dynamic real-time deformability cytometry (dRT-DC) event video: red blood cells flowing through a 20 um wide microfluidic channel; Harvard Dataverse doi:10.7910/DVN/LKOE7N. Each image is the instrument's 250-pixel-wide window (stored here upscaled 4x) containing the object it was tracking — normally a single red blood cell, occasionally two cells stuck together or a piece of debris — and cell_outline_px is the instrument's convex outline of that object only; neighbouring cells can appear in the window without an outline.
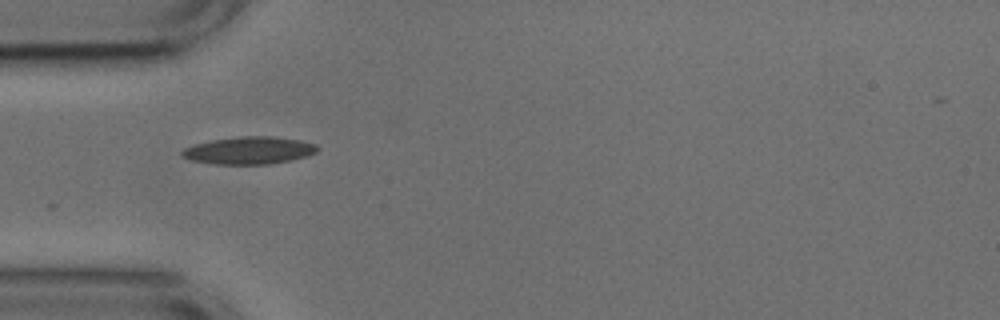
{"species": "common noctule bat (a hibernating species)", "species_latin": "Nyctalus noctula", "temperature_condition": "cold", "stored_images_in_passage": 3, "camera_frame_rate_fps": 3000, "um_per_image_px": 0.085, "animal": {"sex": "male", "body_mass_g": 17.9, "forearm_length_mm": 54.2}, "frame": {"image": 1, "passage_image": 1, "time_ms": 0.0, "image_size_px": [1000, 320], "cell_outline_px": [[320, 148], [316, 152], [308, 156], [292, 160], [272, 164], [216, 164], [192, 160], [180, 156], [180, 152], [184, 148], [196, 144], [212, 140], [240, 136], [272, 136], [300, 140], [316, 144]], "centroid_in_image_um": [21.21, 12.79], "position_along_channel_um": 63.8, "area_um2": 21.73}}